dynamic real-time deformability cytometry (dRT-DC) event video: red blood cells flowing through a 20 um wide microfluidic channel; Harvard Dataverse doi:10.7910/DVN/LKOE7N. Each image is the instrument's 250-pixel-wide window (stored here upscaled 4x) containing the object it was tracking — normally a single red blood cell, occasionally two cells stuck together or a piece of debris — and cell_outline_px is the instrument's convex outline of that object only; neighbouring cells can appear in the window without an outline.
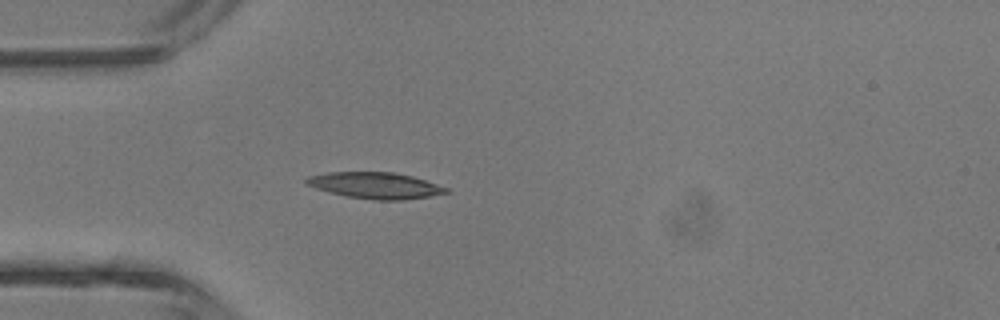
{"species": "common noctule bat (a hibernating species)", "species_latin": "Nyctalus noctula", "temperature_condition": "room temperature", "stored_images_in_passage": 4, "camera_frame_rate_fps": 3000, "um_per_image_px": 0.085, "animal": {"sex": "male", "body_mass_g": 13.3}, "frame": {"image": 1, "passage_image": 4, "time_ms": 3.333, "image_size_px": [1000, 320], "cell_outline_px": [[452, 192], [428, 196], [400, 200], [376, 200], [348, 196], [316, 188], [308, 184], [304, 180], [308, 176], [328, 172], [396, 172], [412, 176], [448, 188]], "centroid_in_image_um": [31.93, 15.75], "position_along_channel_um": 53.1, "area_um2": 21.1}}